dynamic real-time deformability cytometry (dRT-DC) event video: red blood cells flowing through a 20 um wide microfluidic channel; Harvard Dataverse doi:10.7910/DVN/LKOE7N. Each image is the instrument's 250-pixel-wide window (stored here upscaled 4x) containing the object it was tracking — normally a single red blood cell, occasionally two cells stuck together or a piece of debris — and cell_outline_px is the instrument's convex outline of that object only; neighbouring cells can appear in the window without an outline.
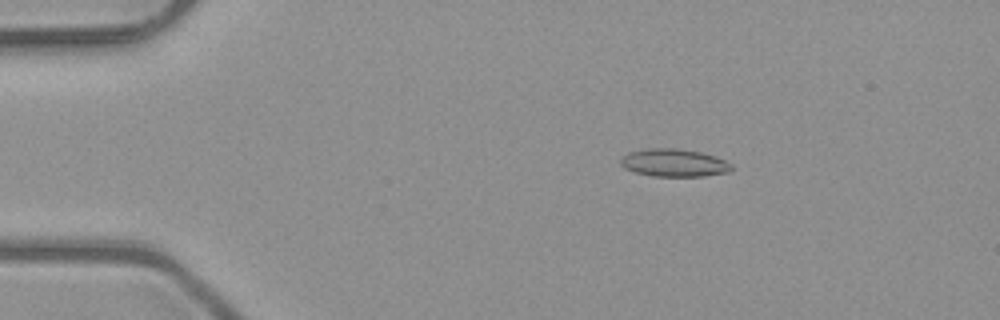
{"species": "common noctule bat (a hibernating species)", "species_latin": "Nyctalus noctula", "temperature_condition": "room temperature", "stored_images_in_passage": 6, "camera_frame_rate_fps": 3000, "um_per_image_px": 0.085, "animal": {"sex": "male", "body_mass_g": 23.1, "forearm_length_mm": 52.7}, "frame": {"image": 1, "passage_image": 2, "time_ms": 0.333, "image_size_px": [1000, 320], "cell_outline_px": [[732, 168], [728, 172], [704, 176], [652, 176], [636, 172], [624, 168], [620, 164], [620, 160], [628, 152], [644, 148], [676, 148], [700, 152], [716, 156], [732, 164]], "centroid_in_image_um": [57.28, 13.83], "position_along_channel_um": 27.7, "area_um2": 17.98}}
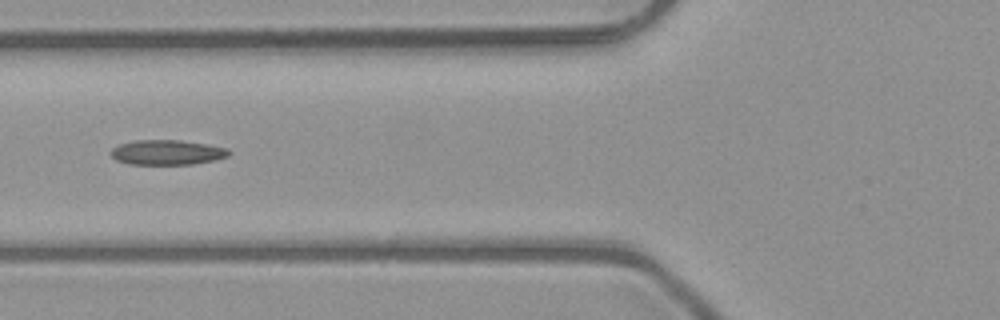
{"frame": {"image": 2, "passage_image": 5, "time_ms": 1.333, "image_size_px": [1000, 320], "cell_outline_px": [[232, 152], [228, 156], [216, 160], [192, 164], [128, 164], [116, 160], [108, 152], [116, 144], [136, 140], [180, 140], [208, 144], [228, 148]], "centroid_in_image_um": [14.19, 12.94], "position_along_channel_um": 111.6, "area_um2": 17.4}}
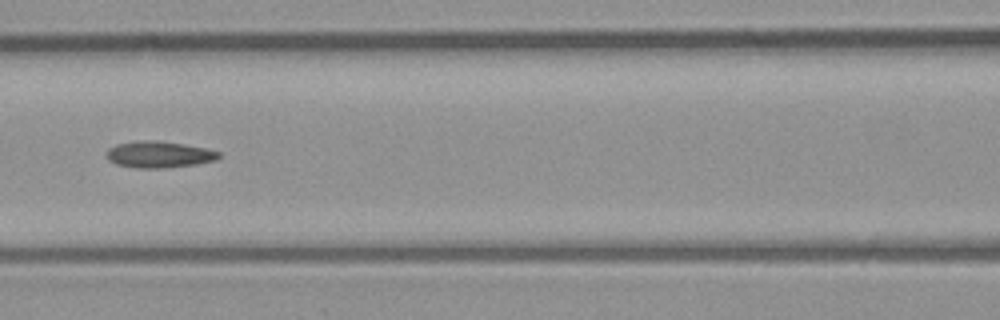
{"frame": {"image": 3, "passage_image": 6, "time_ms": 1.667, "image_size_px": [1000, 320], "cell_outline_px": [[220, 156], [216, 160], [196, 164], [164, 168], [136, 168], [116, 164], [108, 160], [108, 148], [116, 144], [140, 140], [144, 140], [184, 144], [204, 148], [220, 152]], "centroid_in_image_um": [13.5, 13.14], "position_along_channel_um": 153.1, "area_um2": 17.11}}